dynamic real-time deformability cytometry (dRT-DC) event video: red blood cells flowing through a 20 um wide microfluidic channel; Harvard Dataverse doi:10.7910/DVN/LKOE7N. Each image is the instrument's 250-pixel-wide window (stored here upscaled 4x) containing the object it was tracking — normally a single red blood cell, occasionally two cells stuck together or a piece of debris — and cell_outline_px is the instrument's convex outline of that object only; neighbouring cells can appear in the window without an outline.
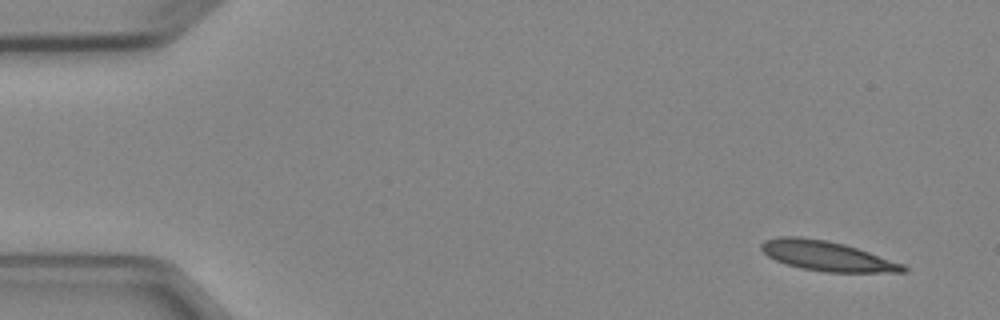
{"species": "Egyptian fruit bat (a non-hibernating species)", "species_latin": "Rousettus aegyptiacus", "temperature_condition": "cold", "stored_images_in_passage": 4, "camera_frame_rate_fps": 3000, "um_per_image_px": 0.085, "animal": {"sex": "female"}, "frame": {"image": 1, "passage_image": 1, "time_ms": 0.0, "image_size_px": [1000, 320], "cell_outline_px": [[908, 272], [828, 272], [804, 268], [788, 264], [776, 260], [768, 256], [760, 248], [760, 244], [764, 240], [776, 236], [800, 236], [828, 240], [844, 244], [904, 264], [908, 268]], "centroid_in_image_um": [70.27, 21.74], "position_along_channel_um": 14.7, "area_um2": 24.51}}
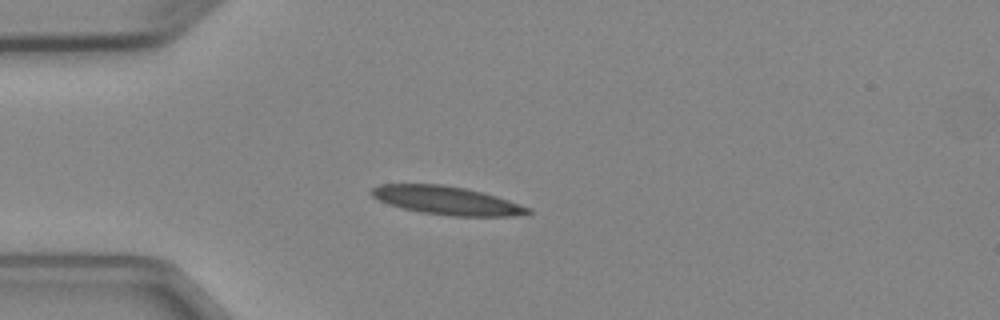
{"frame": {"image": 2, "passage_image": 4, "time_ms": 3.333, "image_size_px": [1000, 320], "cell_outline_px": [[532, 212], [512, 216], [452, 216], [420, 212], [388, 204], [372, 196], [368, 192], [372, 188], [380, 184], [440, 184], [468, 188], [496, 196], [532, 208]], "centroid_in_image_um": [37.96, 17.03], "position_along_channel_um": 47.0, "area_um2": 25.84}}